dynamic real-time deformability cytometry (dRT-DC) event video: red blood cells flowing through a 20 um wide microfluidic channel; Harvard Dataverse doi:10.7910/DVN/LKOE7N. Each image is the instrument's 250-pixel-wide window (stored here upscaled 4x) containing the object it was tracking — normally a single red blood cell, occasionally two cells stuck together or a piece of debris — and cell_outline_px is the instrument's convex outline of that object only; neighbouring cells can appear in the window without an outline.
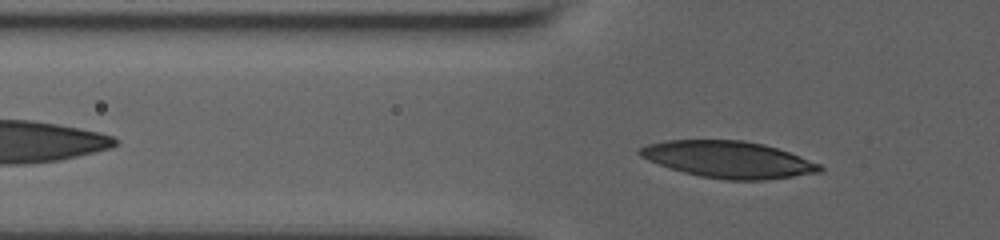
{"species": "human", "species_latin": "Homo sapiens", "temperature_condition": "room temperature", "stored_images_in_passage": 39, "camera_frame_rate_fps": 3000, "um_per_image_px": 0.085, "donor": {"sex": "male"}, "frame": {"image": 1, "passage_image": 8, "time_ms": 2.333, "image_size_px": [1000, 240], "cell_outline_px": [[824, 172], [764, 180], [724, 180], [700, 176], [668, 168], [648, 160], [640, 156], [636, 152], [640, 148], [648, 144], [664, 140], [744, 140], [764, 144], [800, 156], [820, 164], [824, 168]], "centroid_in_image_um": [61.91, 13.56], "position_along_channel_um": 63.9, "area_um2": 38.67}}
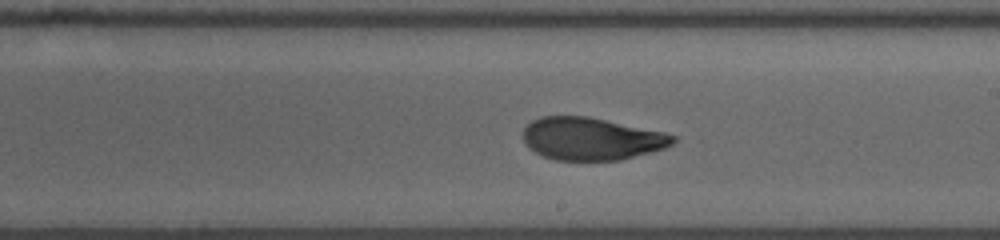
{"frame": {"image": 2, "passage_image": 23, "time_ms": 7.333, "image_size_px": [1000, 240], "cell_outline_px": [[676, 140], [672, 144], [664, 148], [620, 160], [556, 160], [544, 156], [536, 152], [524, 140], [524, 128], [532, 120], [540, 116], [588, 116], [664, 132], [676, 136]], "centroid_in_image_um": [50.28, 11.78], "position_along_channel_um": 238.7, "area_um2": 36.82}}
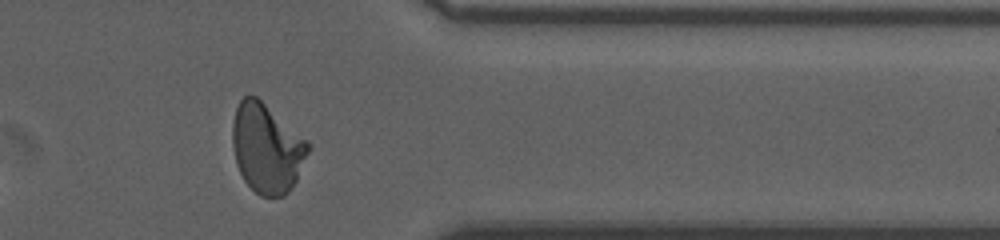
{"frame": {"image": 3, "passage_image": 36, "time_ms": 11.667, "image_size_px": [1000, 240], "cell_outline_px": [[312, 148], [296, 180], [288, 192], [284, 196], [260, 196], [244, 180], [236, 164], [232, 144], [232, 124], [236, 108], [240, 100], [244, 96], [256, 96], [308, 140], [312, 144]], "centroid_in_image_um": [22.7, 12.6], "position_along_channel_um": 388.7, "area_um2": 39.48}, "authors_computed_cell_mechanics": {"area_um2": 37.6278, "velocity_mm_per_s": 3.6478, "shape_relaxation_time_tau1_ms": 9.8455, "shape_relaxation_time_tau2_ms": 1.1367, "deformation_change_tau1": 0.2798, "deformation_change_tau2": 0.061}}